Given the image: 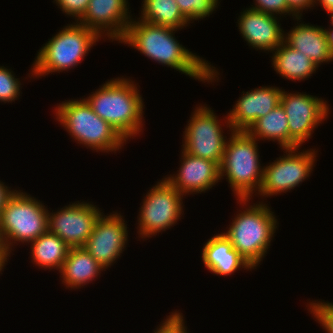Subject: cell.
I'll return each instance as SVG.
<instances>
[{
    "mask_svg": "<svg viewBox=\"0 0 333 333\" xmlns=\"http://www.w3.org/2000/svg\"><path fill=\"white\" fill-rule=\"evenodd\" d=\"M189 23L204 20L218 10L221 0H175Z\"/></svg>",
    "mask_w": 333,
    "mask_h": 333,
    "instance_id": "d4e9b609",
    "label": "cell"
},
{
    "mask_svg": "<svg viewBox=\"0 0 333 333\" xmlns=\"http://www.w3.org/2000/svg\"><path fill=\"white\" fill-rule=\"evenodd\" d=\"M178 31L144 22L135 16L118 44L124 43L147 59L171 68L170 70L174 69L192 80L209 85L219 83L221 80L219 69L180 43L175 36Z\"/></svg>",
    "mask_w": 333,
    "mask_h": 333,
    "instance_id": "6da1fadb",
    "label": "cell"
},
{
    "mask_svg": "<svg viewBox=\"0 0 333 333\" xmlns=\"http://www.w3.org/2000/svg\"><path fill=\"white\" fill-rule=\"evenodd\" d=\"M180 152L178 170L164 177L185 197L206 193L222 182L216 162L190 155L182 148Z\"/></svg>",
    "mask_w": 333,
    "mask_h": 333,
    "instance_id": "9a60e30c",
    "label": "cell"
},
{
    "mask_svg": "<svg viewBox=\"0 0 333 333\" xmlns=\"http://www.w3.org/2000/svg\"><path fill=\"white\" fill-rule=\"evenodd\" d=\"M16 190L17 189L15 187L13 189L12 186L7 185L5 182L0 180V215L8 199L14 194Z\"/></svg>",
    "mask_w": 333,
    "mask_h": 333,
    "instance_id": "1f68e13d",
    "label": "cell"
},
{
    "mask_svg": "<svg viewBox=\"0 0 333 333\" xmlns=\"http://www.w3.org/2000/svg\"><path fill=\"white\" fill-rule=\"evenodd\" d=\"M214 111L206 103L194 106L183 129L181 148L190 155L212 160L220 166L226 142L234 130L228 114L221 119Z\"/></svg>",
    "mask_w": 333,
    "mask_h": 333,
    "instance_id": "9c48e42d",
    "label": "cell"
},
{
    "mask_svg": "<svg viewBox=\"0 0 333 333\" xmlns=\"http://www.w3.org/2000/svg\"><path fill=\"white\" fill-rule=\"evenodd\" d=\"M53 108L55 121L68 133L71 141L94 153L115 154L129 143L93 111L83 96L65 99Z\"/></svg>",
    "mask_w": 333,
    "mask_h": 333,
    "instance_id": "277c9868",
    "label": "cell"
},
{
    "mask_svg": "<svg viewBox=\"0 0 333 333\" xmlns=\"http://www.w3.org/2000/svg\"><path fill=\"white\" fill-rule=\"evenodd\" d=\"M103 212L83 246L105 270L119 260L129 244V227L121 211ZM124 216V217H123ZM129 233V234H128Z\"/></svg>",
    "mask_w": 333,
    "mask_h": 333,
    "instance_id": "4fadbf2b",
    "label": "cell"
},
{
    "mask_svg": "<svg viewBox=\"0 0 333 333\" xmlns=\"http://www.w3.org/2000/svg\"><path fill=\"white\" fill-rule=\"evenodd\" d=\"M8 66L0 65V103H15L22 96L24 83ZM23 85V86H22Z\"/></svg>",
    "mask_w": 333,
    "mask_h": 333,
    "instance_id": "484cf974",
    "label": "cell"
},
{
    "mask_svg": "<svg viewBox=\"0 0 333 333\" xmlns=\"http://www.w3.org/2000/svg\"><path fill=\"white\" fill-rule=\"evenodd\" d=\"M128 77V78H127ZM113 77L84 99L127 142L143 135L145 102L140 85L129 76Z\"/></svg>",
    "mask_w": 333,
    "mask_h": 333,
    "instance_id": "7a4b0ae2",
    "label": "cell"
},
{
    "mask_svg": "<svg viewBox=\"0 0 333 333\" xmlns=\"http://www.w3.org/2000/svg\"><path fill=\"white\" fill-rule=\"evenodd\" d=\"M138 19L144 22L184 30L191 26L175 0H141Z\"/></svg>",
    "mask_w": 333,
    "mask_h": 333,
    "instance_id": "cb8c5ba5",
    "label": "cell"
},
{
    "mask_svg": "<svg viewBox=\"0 0 333 333\" xmlns=\"http://www.w3.org/2000/svg\"><path fill=\"white\" fill-rule=\"evenodd\" d=\"M95 204V205H94ZM48 210V230L72 247H83L99 216L104 212L96 202L78 200L57 210Z\"/></svg>",
    "mask_w": 333,
    "mask_h": 333,
    "instance_id": "7c38bea8",
    "label": "cell"
},
{
    "mask_svg": "<svg viewBox=\"0 0 333 333\" xmlns=\"http://www.w3.org/2000/svg\"><path fill=\"white\" fill-rule=\"evenodd\" d=\"M329 19H330V25H328V27L323 26V29H324V32L326 35L329 49H330L331 53L333 54V20L330 17H329Z\"/></svg>",
    "mask_w": 333,
    "mask_h": 333,
    "instance_id": "836d02e7",
    "label": "cell"
},
{
    "mask_svg": "<svg viewBox=\"0 0 333 333\" xmlns=\"http://www.w3.org/2000/svg\"><path fill=\"white\" fill-rule=\"evenodd\" d=\"M258 142L246 131H233L226 142L219 166L220 180H226L236 199L254 201L261 188L264 163L261 162Z\"/></svg>",
    "mask_w": 333,
    "mask_h": 333,
    "instance_id": "8992f818",
    "label": "cell"
},
{
    "mask_svg": "<svg viewBox=\"0 0 333 333\" xmlns=\"http://www.w3.org/2000/svg\"><path fill=\"white\" fill-rule=\"evenodd\" d=\"M28 245L30 246V263L44 271L49 269V272L52 270L59 272L71 248L49 230Z\"/></svg>",
    "mask_w": 333,
    "mask_h": 333,
    "instance_id": "7402d4cb",
    "label": "cell"
},
{
    "mask_svg": "<svg viewBox=\"0 0 333 333\" xmlns=\"http://www.w3.org/2000/svg\"><path fill=\"white\" fill-rule=\"evenodd\" d=\"M16 188L0 215V235L10 256L16 246H28L48 230L49 208L32 194Z\"/></svg>",
    "mask_w": 333,
    "mask_h": 333,
    "instance_id": "52a82bcc",
    "label": "cell"
},
{
    "mask_svg": "<svg viewBox=\"0 0 333 333\" xmlns=\"http://www.w3.org/2000/svg\"><path fill=\"white\" fill-rule=\"evenodd\" d=\"M318 300L308 299L305 310L307 308V313L310 312L313 320L320 324L325 333H333V302Z\"/></svg>",
    "mask_w": 333,
    "mask_h": 333,
    "instance_id": "4316f807",
    "label": "cell"
},
{
    "mask_svg": "<svg viewBox=\"0 0 333 333\" xmlns=\"http://www.w3.org/2000/svg\"><path fill=\"white\" fill-rule=\"evenodd\" d=\"M282 87L262 85L242 92L232 109L228 120L234 131H247L259 118L267 115L280 104Z\"/></svg>",
    "mask_w": 333,
    "mask_h": 333,
    "instance_id": "e0dca14e",
    "label": "cell"
},
{
    "mask_svg": "<svg viewBox=\"0 0 333 333\" xmlns=\"http://www.w3.org/2000/svg\"><path fill=\"white\" fill-rule=\"evenodd\" d=\"M286 2L297 17H304L303 12L313 10L314 0H286Z\"/></svg>",
    "mask_w": 333,
    "mask_h": 333,
    "instance_id": "4dcf8cb0",
    "label": "cell"
},
{
    "mask_svg": "<svg viewBox=\"0 0 333 333\" xmlns=\"http://www.w3.org/2000/svg\"><path fill=\"white\" fill-rule=\"evenodd\" d=\"M254 3L248 6L253 10L261 11L277 17H290L294 19L297 16L289 9L286 0H253Z\"/></svg>",
    "mask_w": 333,
    "mask_h": 333,
    "instance_id": "83f0119b",
    "label": "cell"
},
{
    "mask_svg": "<svg viewBox=\"0 0 333 333\" xmlns=\"http://www.w3.org/2000/svg\"><path fill=\"white\" fill-rule=\"evenodd\" d=\"M238 31L250 48L266 55L284 42L283 19L251 8H243L238 14Z\"/></svg>",
    "mask_w": 333,
    "mask_h": 333,
    "instance_id": "2e32d148",
    "label": "cell"
},
{
    "mask_svg": "<svg viewBox=\"0 0 333 333\" xmlns=\"http://www.w3.org/2000/svg\"><path fill=\"white\" fill-rule=\"evenodd\" d=\"M302 17H296L295 25L284 31V42L308 57L313 63L321 65L333 62L323 26L306 23Z\"/></svg>",
    "mask_w": 333,
    "mask_h": 333,
    "instance_id": "ac0fdd59",
    "label": "cell"
},
{
    "mask_svg": "<svg viewBox=\"0 0 333 333\" xmlns=\"http://www.w3.org/2000/svg\"><path fill=\"white\" fill-rule=\"evenodd\" d=\"M302 149L303 147L280 149L283 155L264 165L263 182L256 195L260 202L267 203V198L284 195L312 176L320 150L315 146Z\"/></svg>",
    "mask_w": 333,
    "mask_h": 333,
    "instance_id": "30bf717a",
    "label": "cell"
},
{
    "mask_svg": "<svg viewBox=\"0 0 333 333\" xmlns=\"http://www.w3.org/2000/svg\"><path fill=\"white\" fill-rule=\"evenodd\" d=\"M60 29L37 51L26 74L30 82L31 79H41L49 74H60L76 68L92 47L103 41L95 31L78 22L72 21Z\"/></svg>",
    "mask_w": 333,
    "mask_h": 333,
    "instance_id": "5b68a950",
    "label": "cell"
},
{
    "mask_svg": "<svg viewBox=\"0 0 333 333\" xmlns=\"http://www.w3.org/2000/svg\"><path fill=\"white\" fill-rule=\"evenodd\" d=\"M146 194V195H145ZM143 194L137 213L136 237L147 241L173 228L184 218L185 197L164 176ZM185 198V199H184ZM142 204V205H141ZM183 217V218H182ZM176 224V225H175Z\"/></svg>",
    "mask_w": 333,
    "mask_h": 333,
    "instance_id": "ba28073f",
    "label": "cell"
},
{
    "mask_svg": "<svg viewBox=\"0 0 333 333\" xmlns=\"http://www.w3.org/2000/svg\"><path fill=\"white\" fill-rule=\"evenodd\" d=\"M129 3V0H90L78 23L95 31L104 42L118 43L134 17Z\"/></svg>",
    "mask_w": 333,
    "mask_h": 333,
    "instance_id": "5bb4252c",
    "label": "cell"
},
{
    "mask_svg": "<svg viewBox=\"0 0 333 333\" xmlns=\"http://www.w3.org/2000/svg\"><path fill=\"white\" fill-rule=\"evenodd\" d=\"M201 248L203 266L213 275L230 277L237 271L255 270L221 231L207 239Z\"/></svg>",
    "mask_w": 333,
    "mask_h": 333,
    "instance_id": "d6986e66",
    "label": "cell"
},
{
    "mask_svg": "<svg viewBox=\"0 0 333 333\" xmlns=\"http://www.w3.org/2000/svg\"><path fill=\"white\" fill-rule=\"evenodd\" d=\"M7 265V263H0V274L2 275L3 273V271H4V269H6L5 268V266Z\"/></svg>",
    "mask_w": 333,
    "mask_h": 333,
    "instance_id": "d590c367",
    "label": "cell"
},
{
    "mask_svg": "<svg viewBox=\"0 0 333 333\" xmlns=\"http://www.w3.org/2000/svg\"><path fill=\"white\" fill-rule=\"evenodd\" d=\"M235 200L240 208L221 232L231 241L233 248L257 269L270 250L279 221L270 203L259 200L254 203L250 198Z\"/></svg>",
    "mask_w": 333,
    "mask_h": 333,
    "instance_id": "3957f363",
    "label": "cell"
},
{
    "mask_svg": "<svg viewBox=\"0 0 333 333\" xmlns=\"http://www.w3.org/2000/svg\"><path fill=\"white\" fill-rule=\"evenodd\" d=\"M316 6H320L322 11L325 10L329 17L333 14V0H314L313 9H316Z\"/></svg>",
    "mask_w": 333,
    "mask_h": 333,
    "instance_id": "d6a6232c",
    "label": "cell"
},
{
    "mask_svg": "<svg viewBox=\"0 0 333 333\" xmlns=\"http://www.w3.org/2000/svg\"><path fill=\"white\" fill-rule=\"evenodd\" d=\"M271 57V67L282 79L302 82L313 77L319 67L301 52L288 46L285 42L279 45Z\"/></svg>",
    "mask_w": 333,
    "mask_h": 333,
    "instance_id": "44dd1931",
    "label": "cell"
},
{
    "mask_svg": "<svg viewBox=\"0 0 333 333\" xmlns=\"http://www.w3.org/2000/svg\"><path fill=\"white\" fill-rule=\"evenodd\" d=\"M261 141L275 142L280 149L289 148V127L284 108L279 104L267 115L257 119L246 131Z\"/></svg>",
    "mask_w": 333,
    "mask_h": 333,
    "instance_id": "603a6c76",
    "label": "cell"
},
{
    "mask_svg": "<svg viewBox=\"0 0 333 333\" xmlns=\"http://www.w3.org/2000/svg\"><path fill=\"white\" fill-rule=\"evenodd\" d=\"M9 257L11 256L7 253L1 235H0V263H8L9 262Z\"/></svg>",
    "mask_w": 333,
    "mask_h": 333,
    "instance_id": "e575fe53",
    "label": "cell"
},
{
    "mask_svg": "<svg viewBox=\"0 0 333 333\" xmlns=\"http://www.w3.org/2000/svg\"><path fill=\"white\" fill-rule=\"evenodd\" d=\"M57 8L74 22H78L85 14L90 0H53Z\"/></svg>",
    "mask_w": 333,
    "mask_h": 333,
    "instance_id": "f546056e",
    "label": "cell"
},
{
    "mask_svg": "<svg viewBox=\"0 0 333 333\" xmlns=\"http://www.w3.org/2000/svg\"><path fill=\"white\" fill-rule=\"evenodd\" d=\"M158 324L153 333H190L187 321L181 310H173ZM189 329V330H187Z\"/></svg>",
    "mask_w": 333,
    "mask_h": 333,
    "instance_id": "f1b7e54d",
    "label": "cell"
},
{
    "mask_svg": "<svg viewBox=\"0 0 333 333\" xmlns=\"http://www.w3.org/2000/svg\"><path fill=\"white\" fill-rule=\"evenodd\" d=\"M280 104L284 108L289 127V148L305 145L324 121L331 116V107L323 97L306 92H289L283 88Z\"/></svg>",
    "mask_w": 333,
    "mask_h": 333,
    "instance_id": "8fae6325",
    "label": "cell"
},
{
    "mask_svg": "<svg viewBox=\"0 0 333 333\" xmlns=\"http://www.w3.org/2000/svg\"><path fill=\"white\" fill-rule=\"evenodd\" d=\"M105 271L84 247H72L59 270V278L65 289L79 290L100 279Z\"/></svg>",
    "mask_w": 333,
    "mask_h": 333,
    "instance_id": "ffe728a7",
    "label": "cell"
}]
</instances>
